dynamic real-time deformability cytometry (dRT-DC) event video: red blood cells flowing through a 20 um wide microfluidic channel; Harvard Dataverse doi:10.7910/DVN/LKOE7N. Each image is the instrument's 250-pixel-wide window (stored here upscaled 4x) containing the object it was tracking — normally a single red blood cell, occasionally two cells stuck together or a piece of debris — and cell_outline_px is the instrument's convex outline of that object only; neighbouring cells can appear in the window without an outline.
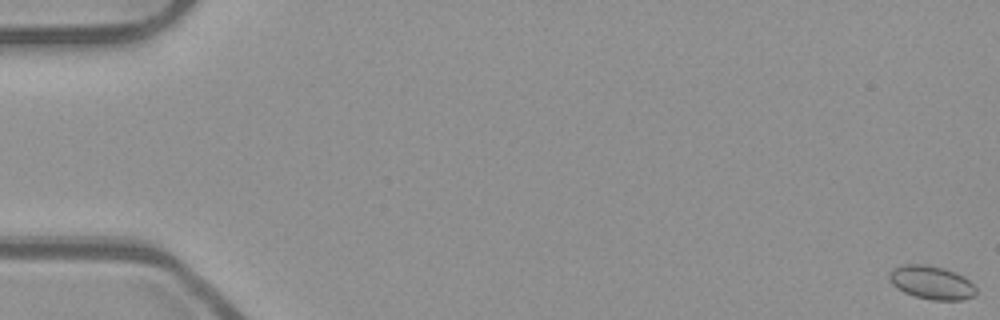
{"species": "common noctule bat (a hibernating species)", "species_latin": "Nyctalus noctula", "temperature_condition": "room temperature", "stored_images_in_passage": 13, "camera_frame_rate_fps": 3000, "um_per_image_px": 0.085, "animal": {"sex": "male", "body_mass_g": 23.1, "forearm_length_mm": 52.7}, "frame": {"image": 1, "passage_image": 1, "time_ms": 0.0, "image_size_px": [1000, 320], "cell_outline_px": [[976, 292], [972, 296], [964, 300], [932, 300], [916, 296], [904, 292], [892, 284], [888, 276], [888, 272], [892, 268], [904, 264], [928, 264], [944, 268], [956, 272], [964, 276], [976, 288]], "centroid_in_image_um": [79.16, 24.0], "position_along_channel_um": 5.8, "area_um2": 16.99}}